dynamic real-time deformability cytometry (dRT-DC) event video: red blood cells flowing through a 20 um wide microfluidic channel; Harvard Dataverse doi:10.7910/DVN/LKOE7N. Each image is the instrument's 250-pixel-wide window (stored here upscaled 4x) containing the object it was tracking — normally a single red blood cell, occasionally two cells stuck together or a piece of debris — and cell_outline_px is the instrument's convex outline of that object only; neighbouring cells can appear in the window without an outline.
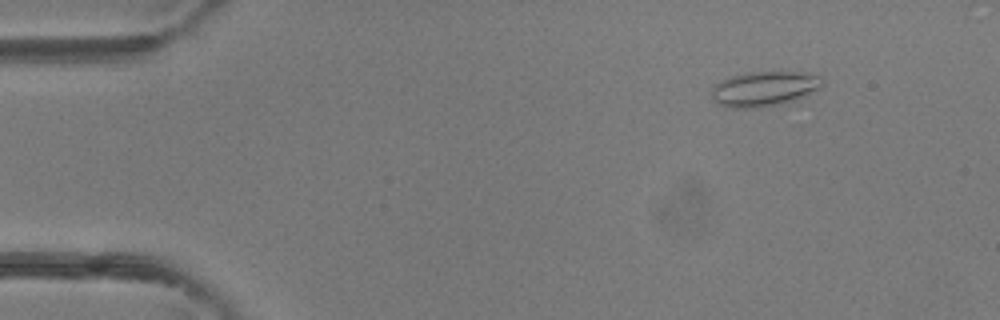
{"species": "common noctule bat (a hibernating species)", "species_latin": "Nyctalus noctula", "temperature_condition": "room temperature", "stored_images_in_passage": 42, "camera_frame_rate_fps": 3000, "um_per_image_px": 0.085, "animal": {"sex": "female"}, "frame": {"image": 1, "passage_image": 1, "time_ms": 0.0, "image_size_px": [1000, 320], "cell_outline_px": [[824, 84], [820, 88], [796, 100], [752, 108], [724, 108], [716, 104], [712, 96], [712, 88], [720, 80], [732, 76], [748, 72], [804, 72], [820, 76], [824, 80]], "centroid_in_image_um": [64.95, 7.54], "position_along_channel_um": 20.1, "area_um2": 22.6}}
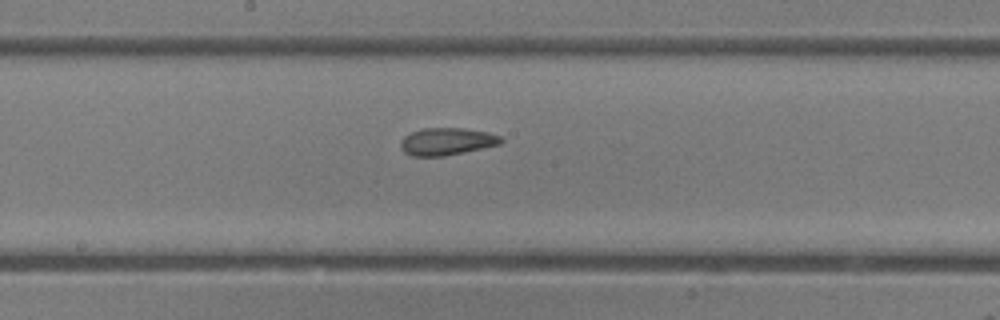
{"frame": {"image": 2, "passage_image": 20, "time_ms": 6.333, "image_size_px": [1000, 320], "cell_outline_px": [[504, 140], [500, 144], [444, 156], [412, 156], [404, 152], [400, 148], [400, 140], [404, 136], [412, 132], [424, 128], [464, 128], [488, 132], [500, 136]], "centroid_in_image_um": [37.95, 12.02], "position_along_channel_um": 210.2, "area_um2": 15.95}}
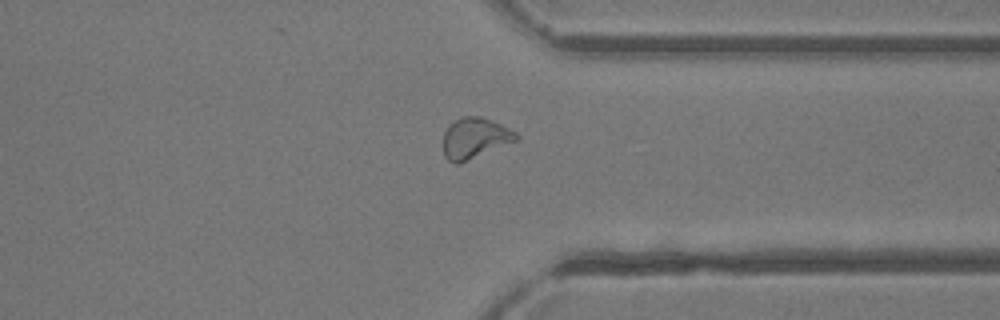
{"frame": {"image": 3, "passage_image": 31, "time_ms": 10.0, "image_size_px": [1000, 320], "cell_outline_px": [[520, 136], [516, 140], [460, 164], [452, 164], [444, 156], [444, 132], [456, 120], [464, 116], [480, 116], [492, 120], [516, 132]], "centroid_in_image_um": [40.35, 11.76], "position_along_channel_um": 371.0, "area_um2": 17.11}, "authors_computed_cell_mechanics": {"area_um2": 17.0799, "velocity_mm_per_s": 4.4481, "shape_relaxation_time_tau1_ms": 3.8707, "shape_relaxation_time_tau2_ms": 1.7478, "deformation_change_tau1": 0.1094, "deformation_change_tau2": 0.0714}}